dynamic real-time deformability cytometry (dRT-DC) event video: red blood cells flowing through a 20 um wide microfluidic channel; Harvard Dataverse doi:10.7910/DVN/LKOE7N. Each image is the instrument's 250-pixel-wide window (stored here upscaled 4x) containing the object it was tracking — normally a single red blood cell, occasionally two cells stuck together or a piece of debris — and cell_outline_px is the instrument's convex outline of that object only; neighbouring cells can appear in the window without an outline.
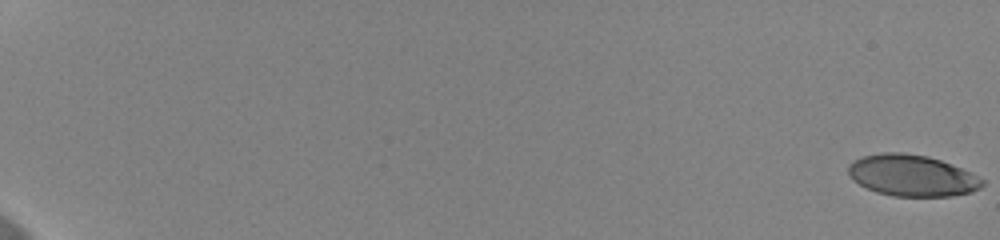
{"species": "human", "species_latin": "Homo sapiens", "temperature_condition": "cold", "stored_images_in_passage": 21, "camera_frame_rate_fps": 3000, "um_per_image_px": 0.085, "donor": {"sex": "female"}, "frame": {"image": 1, "passage_image": 1, "time_ms": 0.0, "image_size_px": [1000, 240], "cell_outline_px": [[984, 184], [980, 188], [972, 192], [952, 196], [892, 196], [876, 192], [852, 180], [848, 172], [848, 164], [864, 156], [884, 152], [900, 152], [928, 156], [940, 160], [960, 168], [984, 180]], "centroid_in_image_um": [77.51, 14.93], "position_along_channel_um": 7.5, "area_um2": 32.08}}
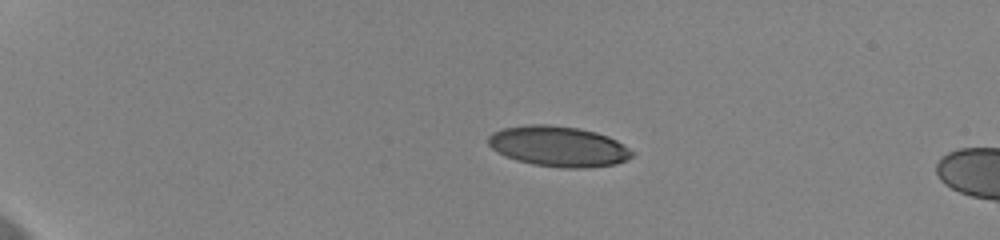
{"frame": {"image": 2, "passage_image": 16, "time_ms": 5.0, "image_size_px": [1000, 240], "cell_outline_px": [[632, 156], [616, 164], [588, 168], [560, 168], [532, 164], [516, 160], [492, 148], [488, 144], [488, 136], [492, 132], [504, 128], [528, 124], [548, 124], [580, 128], [596, 132], [608, 136], [624, 144], [632, 152]], "centroid_in_image_um": [47.47, 12.44], "position_along_channel_um": 37.5, "area_um2": 33.87}}